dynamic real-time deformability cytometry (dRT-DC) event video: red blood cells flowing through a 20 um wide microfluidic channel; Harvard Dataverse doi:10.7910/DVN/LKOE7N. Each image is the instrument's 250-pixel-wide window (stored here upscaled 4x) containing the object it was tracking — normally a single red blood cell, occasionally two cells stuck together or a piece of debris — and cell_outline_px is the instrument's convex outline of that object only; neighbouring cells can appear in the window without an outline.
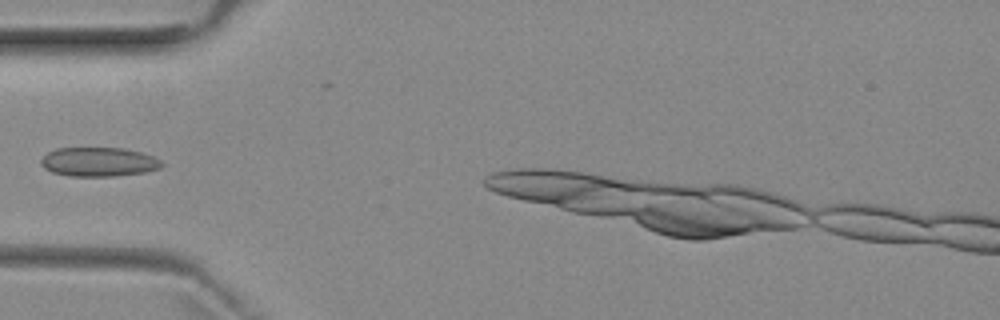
{"species": "common noctule bat (a hibernating species)", "species_latin": "Nyctalus noctula", "temperature_condition": "room temperature", "stored_images_in_passage": 4, "camera_frame_rate_fps": 3000, "um_per_image_px": 0.085, "animal": {"sex": "female", "body_mass_g": 29.2, "forearm_length_mm": 56.3}, "frame": {"image": 1, "passage_image": 2, "time_ms": 1.333, "image_size_px": [1000, 320], "cell_outline_px": [[164, 164], [160, 168], [144, 172], [116, 176], [68, 176], [52, 172], [44, 168], [40, 164], [40, 160], [48, 152], [56, 148], [124, 148], [140, 152], [152, 156], [160, 160]], "centroid_in_image_um": [8.37, 13.76], "position_along_channel_um": 76.6, "area_um2": 20.52}}